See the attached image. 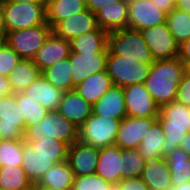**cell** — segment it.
<instances>
[{"label": "cell", "instance_id": "1", "mask_svg": "<svg viewBox=\"0 0 190 190\" xmlns=\"http://www.w3.org/2000/svg\"><path fill=\"white\" fill-rule=\"evenodd\" d=\"M186 73V66L178 59L154 60L144 85L161 108L176 99L179 83Z\"/></svg>", "mask_w": 190, "mask_h": 190}, {"label": "cell", "instance_id": "2", "mask_svg": "<svg viewBox=\"0 0 190 190\" xmlns=\"http://www.w3.org/2000/svg\"><path fill=\"white\" fill-rule=\"evenodd\" d=\"M157 120L161 123L166 138L162 145L165 157L179 148L190 132V108L174 100L160 108Z\"/></svg>", "mask_w": 190, "mask_h": 190}, {"label": "cell", "instance_id": "3", "mask_svg": "<svg viewBox=\"0 0 190 190\" xmlns=\"http://www.w3.org/2000/svg\"><path fill=\"white\" fill-rule=\"evenodd\" d=\"M109 51L124 60L153 64L149 47L140 31L130 28L113 30L108 33Z\"/></svg>", "mask_w": 190, "mask_h": 190}, {"label": "cell", "instance_id": "4", "mask_svg": "<svg viewBox=\"0 0 190 190\" xmlns=\"http://www.w3.org/2000/svg\"><path fill=\"white\" fill-rule=\"evenodd\" d=\"M5 33L23 30L46 22V3L12 2L1 3Z\"/></svg>", "mask_w": 190, "mask_h": 190}, {"label": "cell", "instance_id": "5", "mask_svg": "<svg viewBox=\"0 0 190 190\" xmlns=\"http://www.w3.org/2000/svg\"><path fill=\"white\" fill-rule=\"evenodd\" d=\"M55 138L71 146L79 140V128L57 111H48L46 116L36 124L26 128L24 140Z\"/></svg>", "mask_w": 190, "mask_h": 190}, {"label": "cell", "instance_id": "6", "mask_svg": "<svg viewBox=\"0 0 190 190\" xmlns=\"http://www.w3.org/2000/svg\"><path fill=\"white\" fill-rule=\"evenodd\" d=\"M121 120L92 113L79 128V141L98 149L115 145Z\"/></svg>", "mask_w": 190, "mask_h": 190}, {"label": "cell", "instance_id": "7", "mask_svg": "<svg viewBox=\"0 0 190 190\" xmlns=\"http://www.w3.org/2000/svg\"><path fill=\"white\" fill-rule=\"evenodd\" d=\"M51 33L52 28L48 24H42L23 30L7 32L4 42L8 44L21 59L32 60Z\"/></svg>", "mask_w": 190, "mask_h": 190}, {"label": "cell", "instance_id": "8", "mask_svg": "<svg viewBox=\"0 0 190 190\" xmlns=\"http://www.w3.org/2000/svg\"><path fill=\"white\" fill-rule=\"evenodd\" d=\"M152 64L137 63L124 60L121 56L108 52L106 71L113 85L127 87L135 84H144Z\"/></svg>", "mask_w": 190, "mask_h": 190}, {"label": "cell", "instance_id": "9", "mask_svg": "<svg viewBox=\"0 0 190 190\" xmlns=\"http://www.w3.org/2000/svg\"><path fill=\"white\" fill-rule=\"evenodd\" d=\"M24 115L21 103H17V93L0 99V132L3 140L24 139Z\"/></svg>", "mask_w": 190, "mask_h": 190}, {"label": "cell", "instance_id": "10", "mask_svg": "<svg viewBox=\"0 0 190 190\" xmlns=\"http://www.w3.org/2000/svg\"><path fill=\"white\" fill-rule=\"evenodd\" d=\"M149 47L153 60H165L178 57L179 44L168 29L167 22L140 31Z\"/></svg>", "mask_w": 190, "mask_h": 190}, {"label": "cell", "instance_id": "11", "mask_svg": "<svg viewBox=\"0 0 190 190\" xmlns=\"http://www.w3.org/2000/svg\"><path fill=\"white\" fill-rule=\"evenodd\" d=\"M127 117L157 118L160 108L146 90L144 84H135L123 88Z\"/></svg>", "mask_w": 190, "mask_h": 190}, {"label": "cell", "instance_id": "12", "mask_svg": "<svg viewBox=\"0 0 190 190\" xmlns=\"http://www.w3.org/2000/svg\"><path fill=\"white\" fill-rule=\"evenodd\" d=\"M128 28L141 31L166 22L167 13L151 0H128Z\"/></svg>", "mask_w": 190, "mask_h": 190}, {"label": "cell", "instance_id": "13", "mask_svg": "<svg viewBox=\"0 0 190 190\" xmlns=\"http://www.w3.org/2000/svg\"><path fill=\"white\" fill-rule=\"evenodd\" d=\"M157 118L124 117L117 132L115 145L122 149L137 148Z\"/></svg>", "mask_w": 190, "mask_h": 190}, {"label": "cell", "instance_id": "14", "mask_svg": "<svg viewBox=\"0 0 190 190\" xmlns=\"http://www.w3.org/2000/svg\"><path fill=\"white\" fill-rule=\"evenodd\" d=\"M99 149L77 140L68 148L67 162L75 176L95 174Z\"/></svg>", "mask_w": 190, "mask_h": 190}, {"label": "cell", "instance_id": "15", "mask_svg": "<svg viewBox=\"0 0 190 190\" xmlns=\"http://www.w3.org/2000/svg\"><path fill=\"white\" fill-rule=\"evenodd\" d=\"M98 28L99 26L95 13L86 9L81 13L74 14L60 21L52 29V32L58 37L70 42L73 38L83 33L97 30Z\"/></svg>", "mask_w": 190, "mask_h": 190}, {"label": "cell", "instance_id": "16", "mask_svg": "<svg viewBox=\"0 0 190 190\" xmlns=\"http://www.w3.org/2000/svg\"><path fill=\"white\" fill-rule=\"evenodd\" d=\"M123 149L117 145L99 149L95 173L107 182L117 185L122 180Z\"/></svg>", "mask_w": 190, "mask_h": 190}, {"label": "cell", "instance_id": "17", "mask_svg": "<svg viewBox=\"0 0 190 190\" xmlns=\"http://www.w3.org/2000/svg\"><path fill=\"white\" fill-rule=\"evenodd\" d=\"M108 53H83L71 52L69 61L72 67L73 85L77 86L90 75L106 71Z\"/></svg>", "mask_w": 190, "mask_h": 190}, {"label": "cell", "instance_id": "18", "mask_svg": "<svg viewBox=\"0 0 190 190\" xmlns=\"http://www.w3.org/2000/svg\"><path fill=\"white\" fill-rule=\"evenodd\" d=\"M71 53V45L53 32L46 39L44 45L37 51L32 61L42 72L44 69L68 58Z\"/></svg>", "mask_w": 190, "mask_h": 190}, {"label": "cell", "instance_id": "19", "mask_svg": "<svg viewBox=\"0 0 190 190\" xmlns=\"http://www.w3.org/2000/svg\"><path fill=\"white\" fill-rule=\"evenodd\" d=\"M77 128H80L92 114V105L75 90L63 92L61 102L56 110Z\"/></svg>", "mask_w": 190, "mask_h": 190}, {"label": "cell", "instance_id": "20", "mask_svg": "<svg viewBox=\"0 0 190 190\" xmlns=\"http://www.w3.org/2000/svg\"><path fill=\"white\" fill-rule=\"evenodd\" d=\"M63 92L60 88H56L49 83L41 74L22 93L40 103L47 110L56 111L61 102Z\"/></svg>", "mask_w": 190, "mask_h": 190}, {"label": "cell", "instance_id": "21", "mask_svg": "<svg viewBox=\"0 0 190 190\" xmlns=\"http://www.w3.org/2000/svg\"><path fill=\"white\" fill-rule=\"evenodd\" d=\"M92 113L97 116L123 119L127 116L123 88L111 87L92 105Z\"/></svg>", "mask_w": 190, "mask_h": 190}, {"label": "cell", "instance_id": "22", "mask_svg": "<svg viewBox=\"0 0 190 190\" xmlns=\"http://www.w3.org/2000/svg\"><path fill=\"white\" fill-rule=\"evenodd\" d=\"M22 165L28 179L37 184L42 179L43 175L55 165L54 158L43 157L35 152L31 144L22 139Z\"/></svg>", "mask_w": 190, "mask_h": 190}, {"label": "cell", "instance_id": "23", "mask_svg": "<svg viewBox=\"0 0 190 190\" xmlns=\"http://www.w3.org/2000/svg\"><path fill=\"white\" fill-rule=\"evenodd\" d=\"M99 28L108 32L128 28V0H121L95 13Z\"/></svg>", "mask_w": 190, "mask_h": 190}, {"label": "cell", "instance_id": "24", "mask_svg": "<svg viewBox=\"0 0 190 190\" xmlns=\"http://www.w3.org/2000/svg\"><path fill=\"white\" fill-rule=\"evenodd\" d=\"M108 33V31L98 28L73 38L70 41L71 52L78 54L108 53Z\"/></svg>", "mask_w": 190, "mask_h": 190}, {"label": "cell", "instance_id": "25", "mask_svg": "<svg viewBox=\"0 0 190 190\" xmlns=\"http://www.w3.org/2000/svg\"><path fill=\"white\" fill-rule=\"evenodd\" d=\"M170 177L165 158L146 162L140 176L150 190H168L172 187Z\"/></svg>", "mask_w": 190, "mask_h": 190}, {"label": "cell", "instance_id": "26", "mask_svg": "<svg viewBox=\"0 0 190 190\" xmlns=\"http://www.w3.org/2000/svg\"><path fill=\"white\" fill-rule=\"evenodd\" d=\"M113 86V82L107 74V71H101L90 75L75 86L74 90L93 105Z\"/></svg>", "mask_w": 190, "mask_h": 190}, {"label": "cell", "instance_id": "27", "mask_svg": "<svg viewBox=\"0 0 190 190\" xmlns=\"http://www.w3.org/2000/svg\"><path fill=\"white\" fill-rule=\"evenodd\" d=\"M86 9V0H48L46 22L53 29L60 21Z\"/></svg>", "mask_w": 190, "mask_h": 190}, {"label": "cell", "instance_id": "28", "mask_svg": "<svg viewBox=\"0 0 190 190\" xmlns=\"http://www.w3.org/2000/svg\"><path fill=\"white\" fill-rule=\"evenodd\" d=\"M165 139L161 123L156 120L143 136L137 149L147 162L165 158L162 153Z\"/></svg>", "mask_w": 190, "mask_h": 190}, {"label": "cell", "instance_id": "29", "mask_svg": "<svg viewBox=\"0 0 190 190\" xmlns=\"http://www.w3.org/2000/svg\"><path fill=\"white\" fill-rule=\"evenodd\" d=\"M75 173L67 161L56 163L47 171L37 186L52 187L55 190H72Z\"/></svg>", "mask_w": 190, "mask_h": 190}, {"label": "cell", "instance_id": "30", "mask_svg": "<svg viewBox=\"0 0 190 190\" xmlns=\"http://www.w3.org/2000/svg\"><path fill=\"white\" fill-rule=\"evenodd\" d=\"M40 75L32 60L22 59L8 76L13 93H22Z\"/></svg>", "mask_w": 190, "mask_h": 190}, {"label": "cell", "instance_id": "31", "mask_svg": "<svg viewBox=\"0 0 190 190\" xmlns=\"http://www.w3.org/2000/svg\"><path fill=\"white\" fill-rule=\"evenodd\" d=\"M171 174L172 185H180L190 181V155L177 148L165 156Z\"/></svg>", "mask_w": 190, "mask_h": 190}, {"label": "cell", "instance_id": "32", "mask_svg": "<svg viewBox=\"0 0 190 190\" xmlns=\"http://www.w3.org/2000/svg\"><path fill=\"white\" fill-rule=\"evenodd\" d=\"M41 74L54 87L60 88L64 92L75 89L69 57L44 69Z\"/></svg>", "mask_w": 190, "mask_h": 190}, {"label": "cell", "instance_id": "33", "mask_svg": "<svg viewBox=\"0 0 190 190\" xmlns=\"http://www.w3.org/2000/svg\"><path fill=\"white\" fill-rule=\"evenodd\" d=\"M33 150L43 157L54 158V163L67 161L69 145L55 138L28 141Z\"/></svg>", "mask_w": 190, "mask_h": 190}, {"label": "cell", "instance_id": "34", "mask_svg": "<svg viewBox=\"0 0 190 190\" xmlns=\"http://www.w3.org/2000/svg\"><path fill=\"white\" fill-rule=\"evenodd\" d=\"M32 184L21 166L0 167V190H23Z\"/></svg>", "mask_w": 190, "mask_h": 190}, {"label": "cell", "instance_id": "35", "mask_svg": "<svg viewBox=\"0 0 190 190\" xmlns=\"http://www.w3.org/2000/svg\"><path fill=\"white\" fill-rule=\"evenodd\" d=\"M168 29L180 45L190 38V14L174 8L166 19Z\"/></svg>", "mask_w": 190, "mask_h": 190}, {"label": "cell", "instance_id": "36", "mask_svg": "<svg viewBox=\"0 0 190 190\" xmlns=\"http://www.w3.org/2000/svg\"><path fill=\"white\" fill-rule=\"evenodd\" d=\"M17 103H21V111L24 115L25 129L41 121L49 111L40 103L28 98L23 93H17Z\"/></svg>", "mask_w": 190, "mask_h": 190}, {"label": "cell", "instance_id": "37", "mask_svg": "<svg viewBox=\"0 0 190 190\" xmlns=\"http://www.w3.org/2000/svg\"><path fill=\"white\" fill-rule=\"evenodd\" d=\"M22 156V139L0 141V167L21 166Z\"/></svg>", "mask_w": 190, "mask_h": 190}, {"label": "cell", "instance_id": "38", "mask_svg": "<svg viewBox=\"0 0 190 190\" xmlns=\"http://www.w3.org/2000/svg\"><path fill=\"white\" fill-rule=\"evenodd\" d=\"M146 162L137 148L123 149L122 179L140 177Z\"/></svg>", "mask_w": 190, "mask_h": 190}, {"label": "cell", "instance_id": "39", "mask_svg": "<svg viewBox=\"0 0 190 190\" xmlns=\"http://www.w3.org/2000/svg\"><path fill=\"white\" fill-rule=\"evenodd\" d=\"M72 190H115V186L99 175L76 176Z\"/></svg>", "mask_w": 190, "mask_h": 190}, {"label": "cell", "instance_id": "40", "mask_svg": "<svg viewBox=\"0 0 190 190\" xmlns=\"http://www.w3.org/2000/svg\"><path fill=\"white\" fill-rule=\"evenodd\" d=\"M21 57L4 41L0 43V76H9Z\"/></svg>", "mask_w": 190, "mask_h": 190}, {"label": "cell", "instance_id": "41", "mask_svg": "<svg viewBox=\"0 0 190 190\" xmlns=\"http://www.w3.org/2000/svg\"><path fill=\"white\" fill-rule=\"evenodd\" d=\"M176 101L190 108V75L185 73L179 83Z\"/></svg>", "mask_w": 190, "mask_h": 190}, {"label": "cell", "instance_id": "42", "mask_svg": "<svg viewBox=\"0 0 190 190\" xmlns=\"http://www.w3.org/2000/svg\"><path fill=\"white\" fill-rule=\"evenodd\" d=\"M115 190H150L140 177L122 179Z\"/></svg>", "mask_w": 190, "mask_h": 190}, {"label": "cell", "instance_id": "43", "mask_svg": "<svg viewBox=\"0 0 190 190\" xmlns=\"http://www.w3.org/2000/svg\"><path fill=\"white\" fill-rule=\"evenodd\" d=\"M178 59L185 66L190 63V38L179 45Z\"/></svg>", "mask_w": 190, "mask_h": 190}, {"label": "cell", "instance_id": "44", "mask_svg": "<svg viewBox=\"0 0 190 190\" xmlns=\"http://www.w3.org/2000/svg\"><path fill=\"white\" fill-rule=\"evenodd\" d=\"M121 0H86L87 9L96 13L99 9Z\"/></svg>", "mask_w": 190, "mask_h": 190}, {"label": "cell", "instance_id": "45", "mask_svg": "<svg viewBox=\"0 0 190 190\" xmlns=\"http://www.w3.org/2000/svg\"><path fill=\"white\" fill-rule=\"evenodd\" d=\"M13 94L9 79L7 76H0V99Z\"/></svg>", "mask_w": 190, "mask_h": 190}, {"label": "cell", "instance_id": "46", "mask_svg": "<svg viewBox=\"0 0 190 190\" xmlns=\"http://www.w3.org/2000/svg\"><path fill=\"white\" fill-rule=\"evenodd\" d=\"M161 10L169 14L175 8V0H151Z\"/></svg>", "mask_w": 190, "mask_h": 190}, {"label": "cell", "instance_id": "47", "mask_svg": "<svg viewBox=\"0 0 190 190\" xmlns=\"http://www.w3.org/2000/svg\"><path fill=\"white\" fill-rule=\"evenodd\" d=\"M175 8L190 14V0H175Z\"/></svg>", "mask_w": 190, "mask_h": 190}, {"label": "cell", "instance_id": "48", "mask_svg": "<svg viewBox=\"0 0 190 190\" xmlns=\"http://www.w3.org/2000/svg\"><path fill=\"white\" fill-rule=\"evenodd\" d=\"M179 148L183 149L190 155V132L187 133L186 137L182 140V143L179 146Z\"/></svg>", "mask_w": 190, "mask_h": 190}, {"label": "cell", "instance_id": "49", "mask_svg": "<svg viewBox=\"0 0 190 190\" xmlns=\"http://www.w3.org/2000/svg\"><path fill=\"white\" fill-rule=\"evenodd\" d=\"M168 190H190V181L180 185H172Z\"/></svg>", "mask_w": 190, "mask_h": 190}, {"label": "cell", "instance_id": "50", "mask_svg": "<svg viewBox=\"0 0 190 190\" xmlns=\"http://www.w3.org/2000/svg\"><path fill=\"white\" fill-rule=\"evenodd\" d=\"M5 28H4V24H3V13H2V8L0 5V39H4L5 38Z\"/></svg>", "mask_w": 190, "mask_h": 190}, {"label": "cell", "instance_id": "51", "mask_svg": "<svg viewBox=\"0 0 190 190\" xmlns=\"http://www.w3.org/2000/svg\"><path fill=\"white\" fill-rule=\"evenodd\" d=\"M12 2H33V3H47L48 0H8Z\"/></svg>", "mask_w": 190, "mask_h": 190}, {"label": "cell", "instance_id": "52", "mask_svg": "<svg viewBox=\"0 0 190 190\" xmlns=\"http://www.w3.org/2000/svg\"><path fill=\"white\" fill-rule=\"evenodd\" d=\"M23 190H38L37 184H32L28 188L23 189Z\"/></svg>", "mask_w": 190, "mask_h": 190}, {"label": "cell", "instance_id": "53", "mask_svg": "<svg viewBox=\"0 0 190 190\" xmlns=\"http://www.w3.org/2000/svg\"><path fill=\"white\" fill-rule=\"evenodd\" d=\"M38 190H55V189L47 186H38Z\"/></svg>", "mask_w": 190, "mask_h": 190}, {"label": "cell", "instance_id": "54", "mask_svg": "<svg viewBox=\"0 0 190 190\" xmlns=\"http://www.w3.org/2000/svg\"><path fill=\"white\" fill-rule=\"evenodd\" d=\"M186 73L190 75V63L186 65Z\"/></svg>", "mask_w": 190, "mask_h": 190}, {"label": "cell", "instance_id": "55", "mask_svg": "<svg viewBox=\"0 0 190 190\" xmlns=\"http://www.w3.org/2000/svg\"><path fill=\"white\" fill-rule=\"evenodd\" d=\"M1 140H3V138H2V135H1V132H0V141H1Z\"/></svg>", "mask_w": 190, "mask_h": 190}]
</instances>
